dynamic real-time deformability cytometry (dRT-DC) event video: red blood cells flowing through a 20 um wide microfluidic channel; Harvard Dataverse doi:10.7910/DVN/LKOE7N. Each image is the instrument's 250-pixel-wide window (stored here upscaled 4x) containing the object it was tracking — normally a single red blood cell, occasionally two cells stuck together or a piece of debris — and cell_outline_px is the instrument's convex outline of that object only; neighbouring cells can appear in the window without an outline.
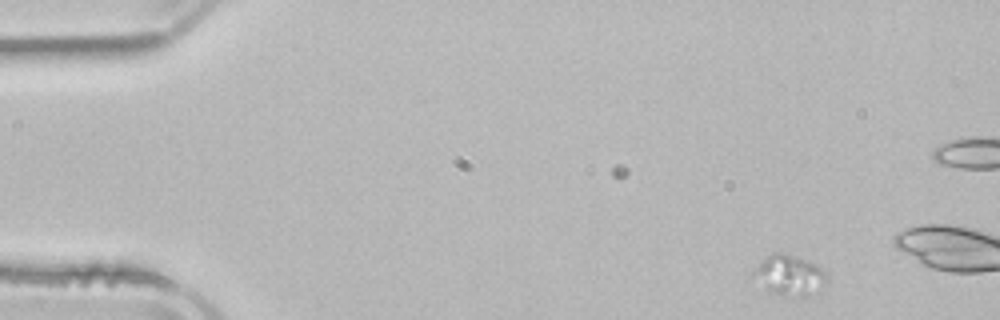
{"species": "common noctule bat (a hibernating species)", "species_latin": "Nyctalus noctula", "temperature_condition": "room temperature", "stored_images_in_passage": 3, "camera_frame_rate_fps": 3000, "um_per_image_px": 0.085, "animal": {"sex": "male", "body_mass_g": 21.5, "forearm_length_mm": 52.0}, "frame": {"image": 1, "passage_image": 1, "time_ms": 0.0, "image_size_px": [1000, 320], "cell_outline_px": [[828, 280], [820, 292], [800, 300], [780, 296], [764, 288], [752, 272], [760, 260], [772, 252], [780, 252], [808, 260], [816, 264], [828, 276]], "centroid_in_image_um": [67.15, 23.45], "position_along_channel_um": 17.8, "area_um2": 17.92}}